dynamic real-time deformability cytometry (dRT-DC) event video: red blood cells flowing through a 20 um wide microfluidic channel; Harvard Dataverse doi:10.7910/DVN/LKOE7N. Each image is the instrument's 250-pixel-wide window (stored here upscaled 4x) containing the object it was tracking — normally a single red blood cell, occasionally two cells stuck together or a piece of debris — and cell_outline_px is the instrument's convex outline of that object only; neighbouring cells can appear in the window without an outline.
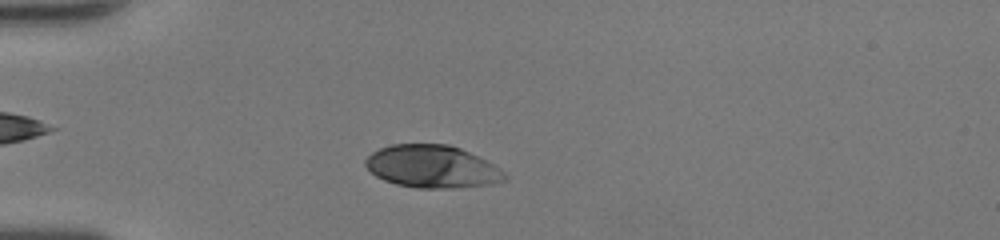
{"species": "human", "species_latin": "Homo sapiens", "temperature_condition": "room temperature", "stored_images_in_passage": 36, "camera_frame_rate_fps": 3000, "um_per_image_px": 0.085, "donor": {"sex": "female"}, "frame": {"image": 1, "passage_image": 6, "time_ms": 1.667, "image_size_px": [1000, 240], "cell_outline_px": [[508, 176], [504, 180], [492, 184], [452, 188], [416, 188], [396, 184], [384, 180], [376, 176], [364, 164], [364, 160], [372, 152], [380, 148], [392, 144], [448, 144], [460, 148], [500, 168]], "centroid_in_image_um": [36.71, 14.16], "position_along_channel_um": 48.3, "area_um2": 34.39}}
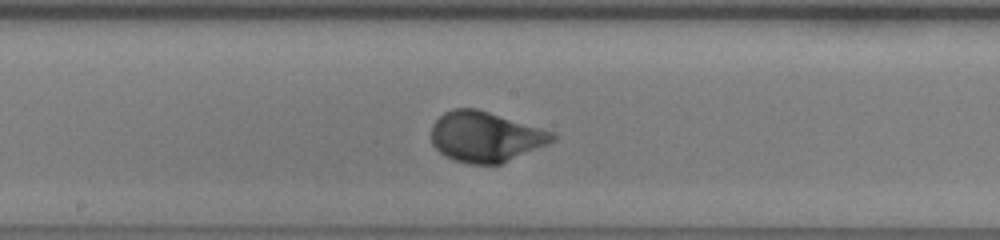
{"frame": {"image": 2, "passage_image": 19, "time_ms": 6.0, "image_size_px": [1000, 240], "cell_outline_px": [[556, 140], [548, 144], [500, 164], [468, 164], [452, 160], [444, 156], [432, 144], [432, 124], [444, 112], [452, 108], [476, 108], [552, 132], [556, 136]], "centroid_in_image_um": [41.23, 11.63], "position_along_channel_um": 207.0, "area_um2": 35.32}}
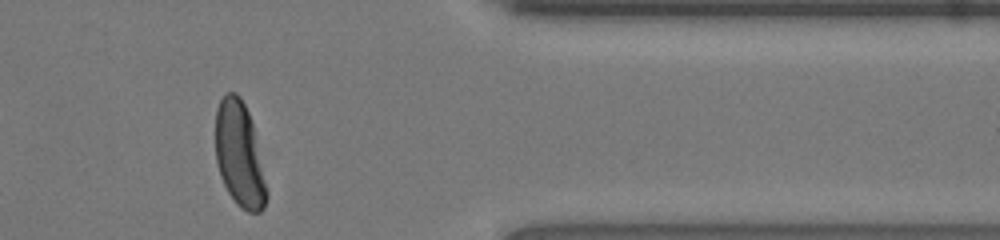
{"frame": {"image": 3, "passage_image": 33, "time_ms": 10.667, "image_size_px": [1000, 240], "cell_outline_px": [[268, 196], [264, 208], [260, 212], [248, 212], [240, 208], [236, 204], [228, 192], [220, 176], [216, 160], [216, 108], [224, 92], [236, 92], [240, 96], [248, 112], [252, 124], [268, 192]], "centroid_in_image_um": [20.34, 13.15], "position_along_channel_um": 391.1, "area_um2": 31.15}, "authors_computed_cell_mechanics": {"area_um2": 35.2002, "velocity_mm_per_s": 4.2598, "shape_relaxation_time_tau1_ms": 2.3252, "shape_relaxation_time_tau2_ms": null, "deformation_change_tau1": 0.1803, "deformation_change_tau2": null}}